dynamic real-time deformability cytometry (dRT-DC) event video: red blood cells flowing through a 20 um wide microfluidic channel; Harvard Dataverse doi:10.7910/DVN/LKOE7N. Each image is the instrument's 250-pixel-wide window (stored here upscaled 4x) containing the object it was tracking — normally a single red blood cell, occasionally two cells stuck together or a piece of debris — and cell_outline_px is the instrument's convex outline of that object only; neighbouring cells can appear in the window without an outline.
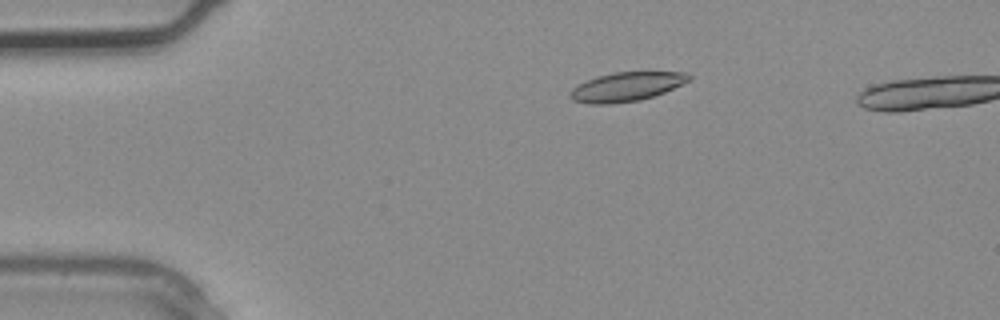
{"species": "common noctule bat (a hibernating species)", "species_latin": "Nyctalus noctula", "temperature_condition": "warm", "stored_images_in_passage": 4, "camera_frame_rate_fps": 3000, "um_per_image_px": 0.085, "animal": {"sex": "male", "body_mass_g": 20.4}, "frame": {"image": 1, "passage_image": 2, "time_ms": 0.333, "image_size_px": [1000, 320], "cell_outline_px": [[692, 80], [664, 92], [640, 100], [612, 104], [588, 104], [572, 100], [568, 96], [568, 92], [576, 84], [596, 76], [612, 72], [688, 72], [692, 76]], "centroid_in_image_um": [53.21, 7.37], "position_along_channel_um": 31.8, "area_um2": 20.46}}